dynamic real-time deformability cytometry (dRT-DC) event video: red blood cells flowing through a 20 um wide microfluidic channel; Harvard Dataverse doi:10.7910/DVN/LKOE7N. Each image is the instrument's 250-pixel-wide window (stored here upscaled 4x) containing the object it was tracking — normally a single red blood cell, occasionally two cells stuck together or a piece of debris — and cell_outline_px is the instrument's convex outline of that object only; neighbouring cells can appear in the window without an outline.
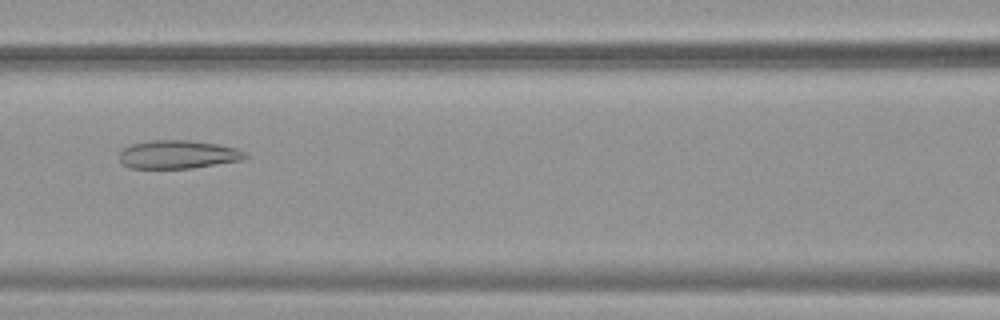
{"species": "common noctule bat (a hibernating species)", "species_latin": "Nyctalus noctula", "temperature_condition": "warm", "stored_images_in_passage": 31, "camera_frame_rate_fps": 3000, "um_per_image_px": 0.085, "animal": {"sex": "female", "body_mass_g": 19.9}, "frame": {"image": 1, "passage_image": 7, "time_ms": 2.0, "image_size_px": [1000, 320], "cell_outline_px": [[248, 156], [240, 160], [192, 168], [128, 168], [120, 160], [120, 152], [124, 148], [132, 144], [152, 140], [188, 140], [216, 144], [236, 148], [248, 152]], "centroid_in_image_um": [15.13, 13.13], "position_along_channel_um": 151.5, "area_um2": 20.63}}
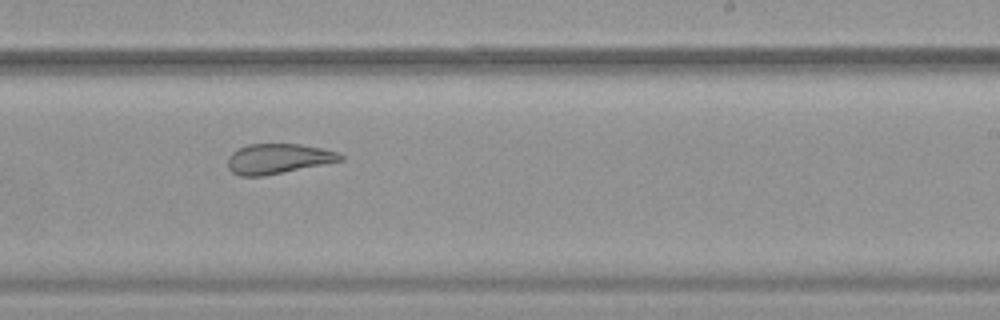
{"frame": {"image": 2, "passage_image": 16, "time_ms": 5.0, "image_size_px": [1000, 320], "cell_outline_px": [[344, 160], [264, 176], [240, 176], [232, 172], [228, 168], [228, 156], [232, 152], [248, 144], [300, 144], [324, 148], [340, 152], [344, 156]], "centroid_in_image_um": [23.67, 13.49], "position_along_channel_um": 265.3, "area_um2": 19.83}}
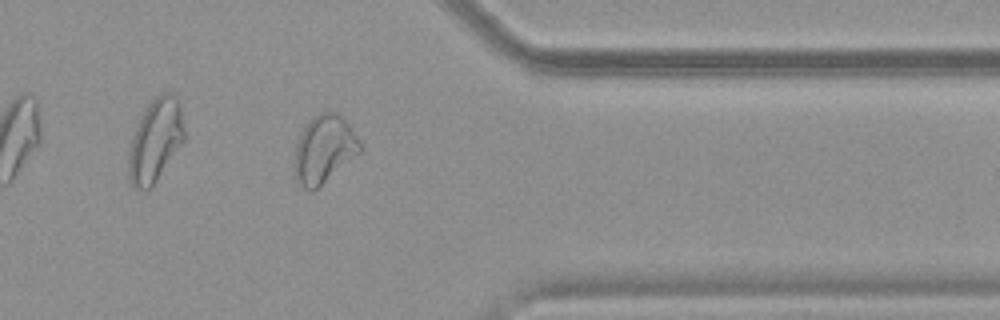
{"frame": {"image": 3, "passage_image": 26, "time_ms": 8.333, "image_size_px": [1000, 320], "cell_outline_px": [[364, 148], [360, 152], [312, 192], [304, 188], [296, 180], [292, 172], [292, 164], [296, 144], [300, 132], [304, 124], [312, 116], [320, 112], [336, 112], [348, 124]], "centroid_in_image_um": [27.48, 12.69], "position_along_channel_um": 383.9, "area_um2": 26.13}}